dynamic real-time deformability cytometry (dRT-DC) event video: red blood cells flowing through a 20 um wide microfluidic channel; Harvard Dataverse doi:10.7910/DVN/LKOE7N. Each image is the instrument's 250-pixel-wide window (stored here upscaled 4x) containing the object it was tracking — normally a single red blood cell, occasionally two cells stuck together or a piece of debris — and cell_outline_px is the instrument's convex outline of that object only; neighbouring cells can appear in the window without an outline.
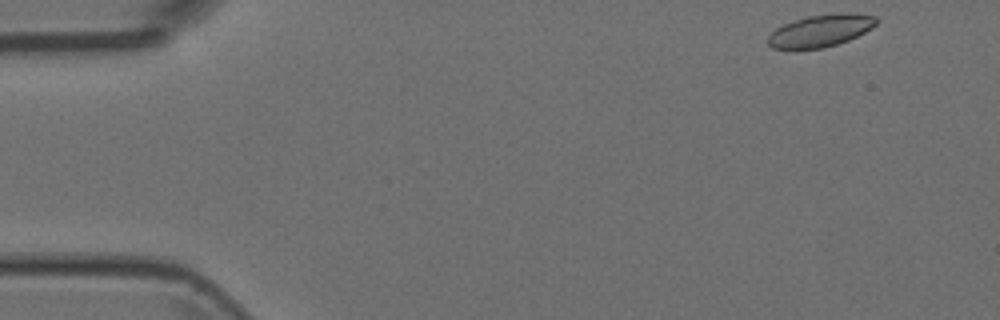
{"species": "Egyptian fruit bat (a non-hibernating species)", "species_latin": "Rousettus aegyptiacus", "temperature_condition": "room temperature", "stored_images_in_passage": 49, "camera_frame_rate_fps": 3000, "um_per_image_px": 0.085, "animal": {"sex": "female"}, "frame": {"image": 1, "passage_image": 1, "time_ms": 0.0, "image_size_px": [1000, 320], "cell_outline_px": [[876, 24], [872, 28], [848, 40], [836, 44], [820, 48], [772, 48], [768, 44], [768, 36], [776, 28], [784, 24], [808, 16], [844, 12], [876, 16]], "centroid_in_image_um": [69.75, 2.6], "position_along_channel_um": 15.2, "area_um2": 19.88}}
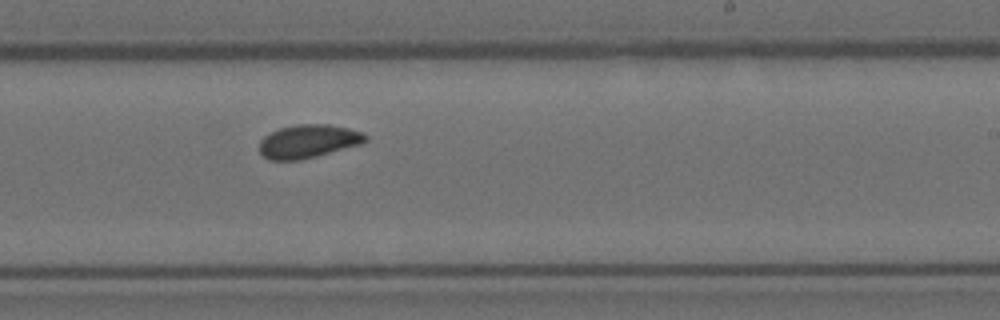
{"frame": {"image": 2, "passage_image": 28, "time_ms": 9.0, "image_size_px": [1000, 320], "cell_outline_px": [[368, 140], [364, 144], [300, 160], [268, 160], [260, 152], [260, 140], [264, 136], [280, 128], [296, 124], [328, 124], [348, 128], [360, 132], [368, 136]], "centroid_in_image_um": [26.23, 12.01], "position_along_channel_um": 262.8, "area_um2": 20.69}}
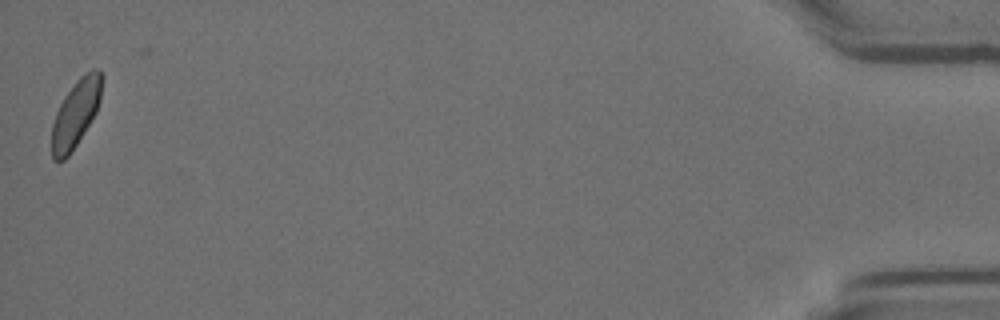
{"frame": {"image": 3, "passage_image": 48, "time_ms": 15.667, "image_size_px": [1000, 320], "cell_outline_px": [[104, 76], [100, 100], [96, 112], [72, 152], [64, 160], [52, 160], [52, 124], [56, 112], [64, 96], [76, 80], [80, 76], [92, 68], [96, 68], [104, 72]], "centroid_in_image_um": [6.46, 9.6], "position_along_channel_um": 428.7, "area_um2": 19.83}}